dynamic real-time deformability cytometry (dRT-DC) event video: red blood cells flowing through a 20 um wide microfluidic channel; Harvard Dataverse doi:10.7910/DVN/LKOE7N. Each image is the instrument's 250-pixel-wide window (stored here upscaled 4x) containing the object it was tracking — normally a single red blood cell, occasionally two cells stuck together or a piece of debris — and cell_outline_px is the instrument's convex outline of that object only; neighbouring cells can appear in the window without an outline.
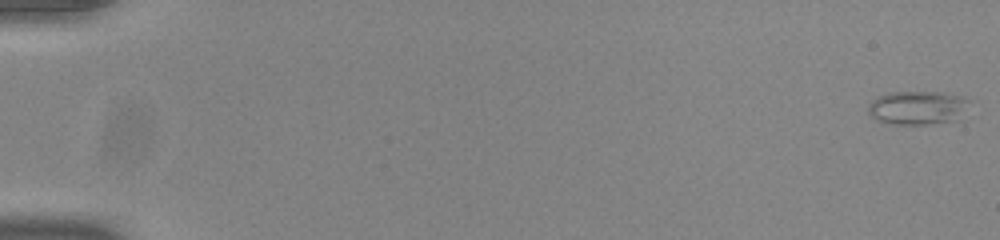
{"species": "common noctule bat (a hibernating species)", "species_latin": "Nyctalus noctula", "temperature_condition": "room temperature", "stored_images_in_passage": 54, "camera_frame_rate_fps": 3000, "um_per_image_px": 0.085, "animal": {"sex": "male", "body_mass_g": 20.0, "forearm_length_mm": 53.3}, "frame": {"image": 1, "passage_image": 1, "time_ms": 0.0, "image_size_px": [1000, 240], "cell_outline_px": [[968, 100], [956, 120], [924, 124], [892, 124], [880, 120], [872, 116], [868, 112], [868, 104], [876, 96], [888, 92], [944, 92], [964, 96]], "centroid_in_image_um": [77.92, 9.13], "position_along_channel_um": 7.1, "area_um2": 19.54}}
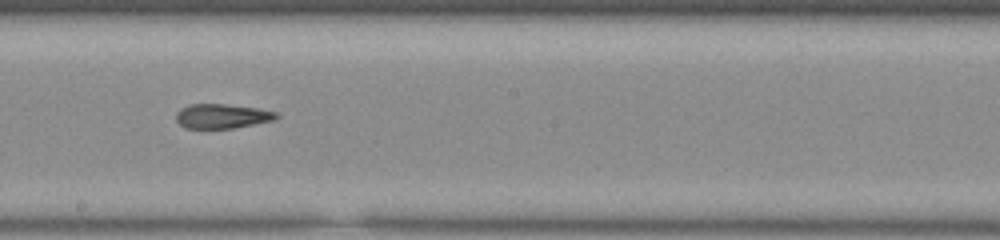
{"frame": {"image": 2, "passage_image": 32, "time_ms": 10.333, "image_size_px": [1000, 240], "cell_outline_px": [[280, 116], [272, 120], [232, 128], [184, 128], [176, 120], [176, 112], [180, 108], [188, 104], [224, 104], [260, 108], [276, 112]], "centroid_in_image_um": [18.84, 9.86], "position_along_channel_um": 229.4, "area_um2": 14.28}}
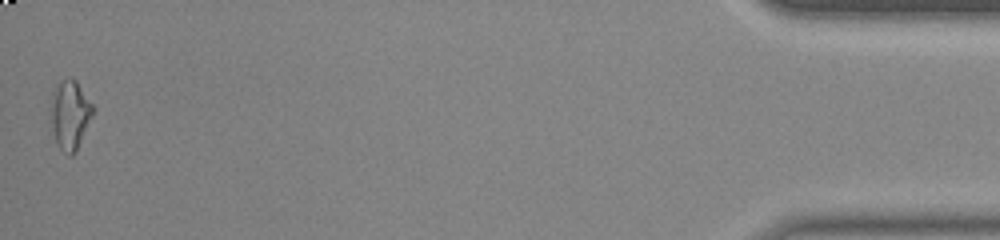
{"frame": {"image": 3, "passage_image": 54, "time_ms": 17.667, "image_size_px": [1000, 240], "cell_outline_px": [[96, 108], [76, 152], [72, 156], [68, 156], [56, 144], [48, 112], [52, 92], [64, 80], [72, 76], [76, 80]], "centroid_in_image_um": [5.94, 9.77], "position_along_channel_um": 429.3, "area_um2": 17.4}, "authors_computed_cell_mechanics": {"area_um2": 15.7794, "velocity_mm_per_s": 3.8919, "shape_relaxation_time_tau1_ms": null, "shape_relaxation_time_tau2_ms": 1.8682, "deformation_change_tau1": null, "deformation_change_tau2": 0.0911}}